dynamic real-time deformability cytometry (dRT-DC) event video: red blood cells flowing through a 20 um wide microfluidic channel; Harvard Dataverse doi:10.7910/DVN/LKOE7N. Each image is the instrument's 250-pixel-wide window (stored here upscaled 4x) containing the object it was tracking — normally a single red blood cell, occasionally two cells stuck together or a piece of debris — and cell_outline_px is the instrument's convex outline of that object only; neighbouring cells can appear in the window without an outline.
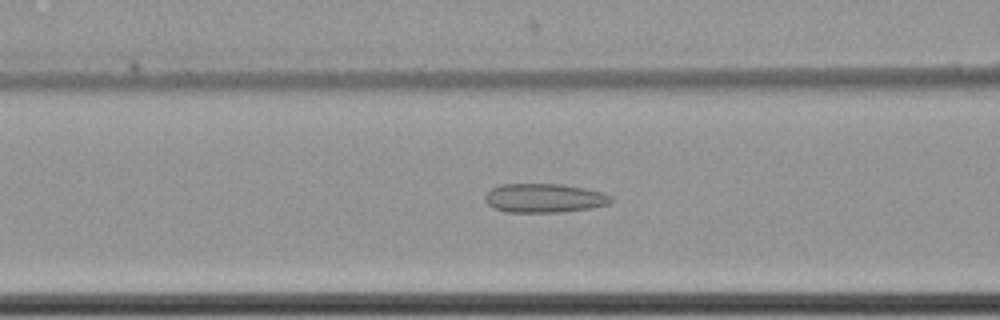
{"species": "common noctule bat (a hibernating species)", "species_latin": "Nyctalus noctula", "temperature_condition": "cold", "stored_images_in_passage": 61, "camera_frame_rate_fps": 3000, "um_per_image_px": 0.085, "animal": {"sex": "female", "body_mass_g": 22.7, "forearm_length_mm": 54.2}, "frame": {"image": 1, "passage_image": 27, "time_ms": 8.667, "image_size_px": [1000, 320], "cell_outline_px": [[612, 200], [608, 204], [592, 208], [560, 212], [508, 212], [492, 208], [484, 200], [484, 196], [492, 188], [504, 184], [560, 184], [584, 188], [600, 192], [612, 196]], "centroid_in_image_um": [46.24, 16.84], "position_along_channel_um": 120.4, "area_um2": 21.21}}
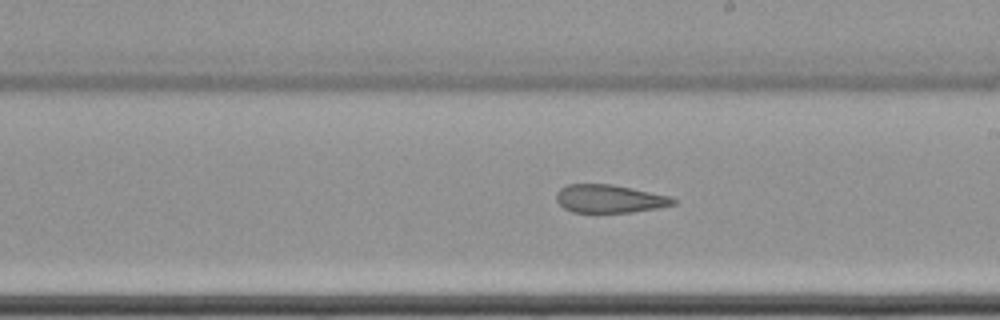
{"frame": {"image": 2, "passage_image": 37, "time_ms": 12.0, "image_size_px": [1000, 320], "cell_outline_px": [[676, 204], [656, 208], [632, 212], [572, 212], [564, 208], [556, 200], [556, 192], [560, 188], [568, 184], [612, 184], [672, 196], [676, 200]], "centroid_in_image_um": [51.81, 16.88], "position_along_channel_um": 237.2, "area_um2": 19.19}}
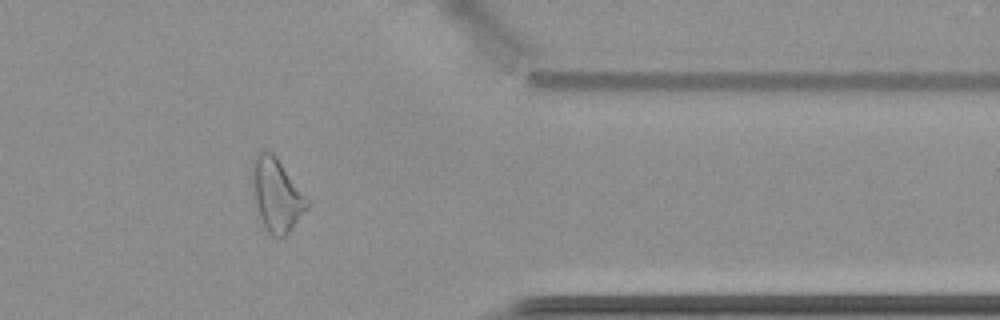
{"frame": {"image": 3, "passage_image": 51, "time_ms": 16.667, "image_size_px": [1000, 320], "cell_outline_px": [[312, 204], [288, 232], [284, 236], [272, 236], [264, 228], [256, 208], [252, 196], [252, 160], [256, 152], [260, 148], [264, 148], [272, 152], [276, 156], [312, 200]], "centroid_in_image_um": [23.52, 16.5], "position_along_channel_um": 387.9, "area_um2": 24.33}, "authors_computed_cell_mechanics": {"area_um2": 25.2008, "velocity_mm_per_s": 3.5121, "shape_relaxation_time_tau1_ms": null, "shape_relaxation_time_tau2_ms": 5.4816, "deformation_change_tau1": null, "deformation_change_tau2": 0.1392}}